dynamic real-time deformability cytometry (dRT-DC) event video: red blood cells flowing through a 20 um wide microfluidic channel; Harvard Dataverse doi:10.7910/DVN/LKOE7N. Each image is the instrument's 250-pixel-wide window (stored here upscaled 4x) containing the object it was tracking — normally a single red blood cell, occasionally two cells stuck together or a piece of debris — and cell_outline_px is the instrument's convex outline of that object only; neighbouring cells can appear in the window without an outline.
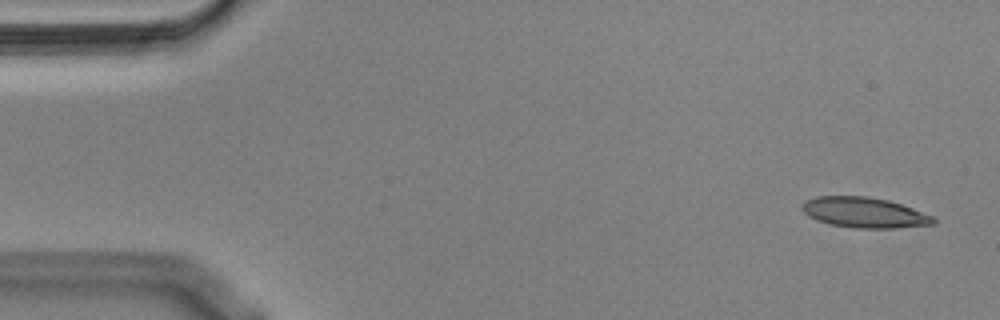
{"species": "Egyptian fruit bat (a non-hibernating species)", "species_latin": "Rousettus aegyptiacus", "temperature_condition": "cold", "stored_images_in_passage": 53, "camera_frame_rate_fps": 3000, "um_per_image_px": 0.085, "animal": {"sex": "male"}, "frame": {"image": 1, "passage_image": 1, "time_ms": 0.0, "image_size_px": [1000, 320], "cell_outline_px": [[936, 224], [896, 228], [856, 228], [832, 224], [816, 220], [808, 216], [800, 208], [804, 200], [816, 196], [864, 196], [888, 200], [936, 216]], "centroid_in_image_um": [73.48, 18.06], "position_along_channel_um": 11.5, "area_um2": 23.41}}
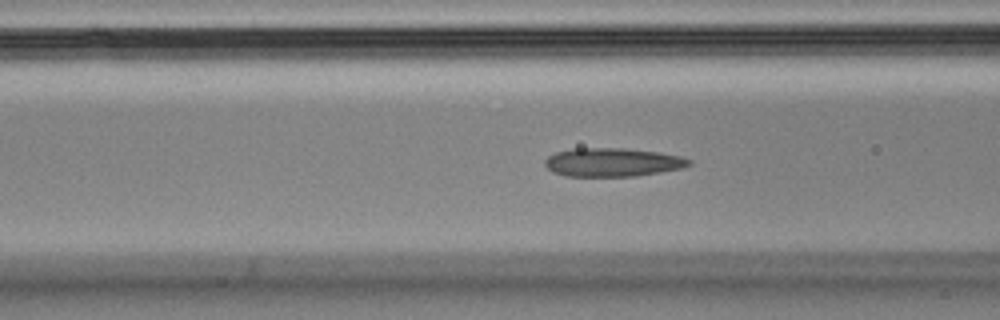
{"frame": {"image": 2, "passage_image": 19, "time_ms": 6.0, "image_size_px": [1000, 320], "cell_outline_px": [[692, 164], [684, 168], [636, 176], [568, 176], [552, 172], [544, 164], [544, 160], [548, 156], [556, 152], [576, 148], [624, 148], [660, 152], [680, 156], [692, 160]], "centroid_in_image_um": [52.09, 13.79], "position_along_channel_um": 114.5, "area_um2": 24.1}}
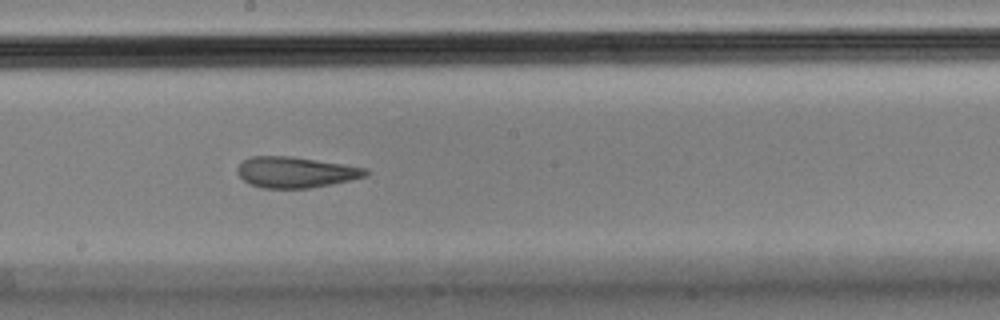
{"frame": {"image": 3, "passage_image": 28, "time_ms": 9.0, "image_size_px": [1000, 320], "cell_outline_px": [[368, 172], [364, 176], [348, 180], [308, 188], [260, 188], [244, 180], [236, 172], [236, 168], [244, 160], [252, 156], [292, 156], [344, 164], [364, 168]], "centroid_in_image_um": [25.06, 14.63], "position_along_channel_um": 223.1, "area_um2": 22.72}, "authors_computed_cell_mechanics": {"area_um2": 24.1026, "velocity_mm_per_s": 3.618, "shape_relaxation_time_tau1_ms": null, "shape_relaxation_time_tau2_ms": 2.5641, "deformation_change_tau1": null, "deformation_change_tau2": 0.0946}}